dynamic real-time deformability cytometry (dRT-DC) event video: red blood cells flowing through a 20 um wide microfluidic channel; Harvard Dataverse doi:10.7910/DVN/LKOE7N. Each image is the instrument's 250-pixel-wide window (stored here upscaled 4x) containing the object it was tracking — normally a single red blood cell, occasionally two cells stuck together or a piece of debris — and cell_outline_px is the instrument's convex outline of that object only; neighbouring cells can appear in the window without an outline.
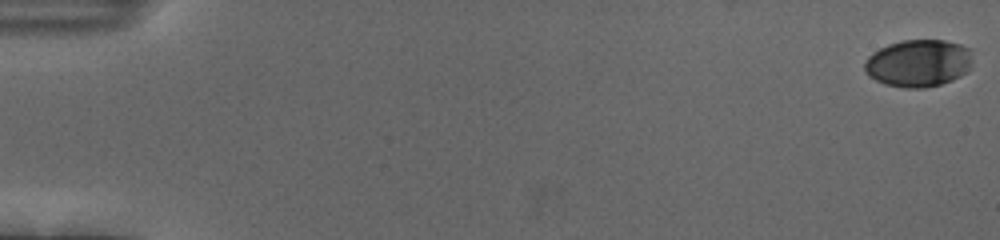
{"species": "human", "species_latin": "Homo sapiens", "temperature_condition": "cold", "stored_images_in_passage": 56, "camera_frame_rate_fps": 3000, "um_per_image_px": 0.085, "donor": {"sex": "female"}, "frame": {"image": 1, "passage_image": 1, "time_ms": 0.0, "image_size_px": [1000, 240], "cell_outline_px": [[972, 60], [968, 72], [952, 80], [940, 84], [924, 88], [904, 88], [884, 84], [868, 76], [864, 68], [864, 64], [868, 56], [872, 52], [888, 44], [904, 40], [944, 40], [960, 44], [972, 48]], "centroid_in_image_um": [78.08, 5.37], "position_along_channel_um": 6.9, "area_um2": 30.11}}
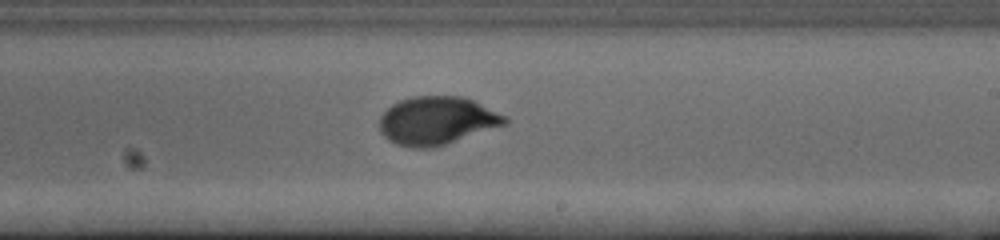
{"frame": {"image": 2, "passage_image": 35, "time_ms": 11.333, "image_size_px": [1000, 240], "cell_outline_px": [[508, 124], [432, 148], [412, 148], [396, 144], [388, 140], [380, 132], [380, 116], [392, 104], [400, 100], [412, 96], [464, 96], [504, 116], [508, 120]], "centroid_in_image_um": [37.1, 10.26], "position_along_channel_um": 251.9, "area_um2": 34.97}}
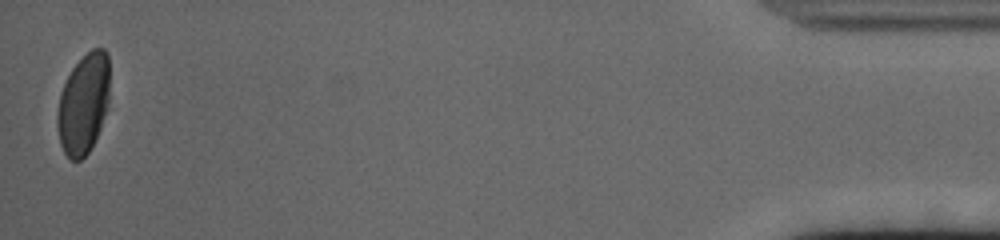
{"frame": {"image": 3, "passage_image": 56, "time_ms": 18.333, "image_size_px": [1000, 240], "cell_outline_px": [[108, 108], [100, 128], [88, 152], [80, 160], [72, 160], [64, 152], [60, 144], [56, 124], [56, 112], [60, 92], [72, 68], [92, 48], [104, 48], [108, 52]], "centroid_in_image_um": [7.08, 8.82], "position_along_channel_um": 428.1, "area_um2": 30.52}, "authors_computed_cell_mechanics": {"area_um2": 33.7263, "velocity_mm_per_s": 3.6905, "shape_relaxation_time_tau1_ms": 2.7914, "shape_relaxation_time_tau2_ms": null, "deformation_change_tau1": 0.1545, "deformation_change_tau2": null}}